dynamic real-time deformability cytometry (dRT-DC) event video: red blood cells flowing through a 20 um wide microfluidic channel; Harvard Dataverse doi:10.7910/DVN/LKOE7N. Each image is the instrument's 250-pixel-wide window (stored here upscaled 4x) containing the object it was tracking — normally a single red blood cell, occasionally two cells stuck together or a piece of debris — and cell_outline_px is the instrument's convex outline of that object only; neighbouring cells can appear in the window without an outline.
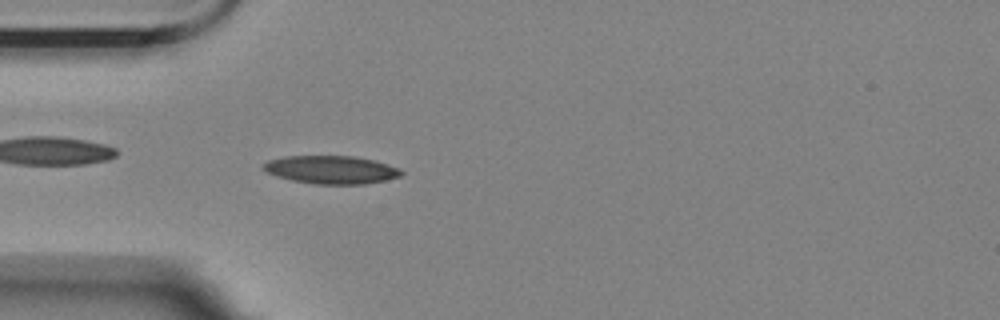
{"species": "Egyptian fruit bat (a non-hibernating species)", "species_latin": "Rousettus aegyptiacus", "temperature_condition": "room temperature", "stored_images_in_passage": 55, "camera_frame_rate_fps": 3000, "um_per_image_px": 0.085, "animal": {"sex": "female"}, "frame": {"image": 1, "passage_image": 15, "time_ms": 4.667, "image_size_px": [1000, 320], "cell_outline_px": [[404, 172], [400, 176], [384, 180], [364, 184], [312, 184], [292, 180], [276, 176], [260, 168], [260, 164], [268, 160], [284, 156], [356, 156], [376, 160], [400, 168]], "centroid_in_image_um": [28.13, 14.42], "position_along_channel_um": 56.9, "area_um2": 22.83}}
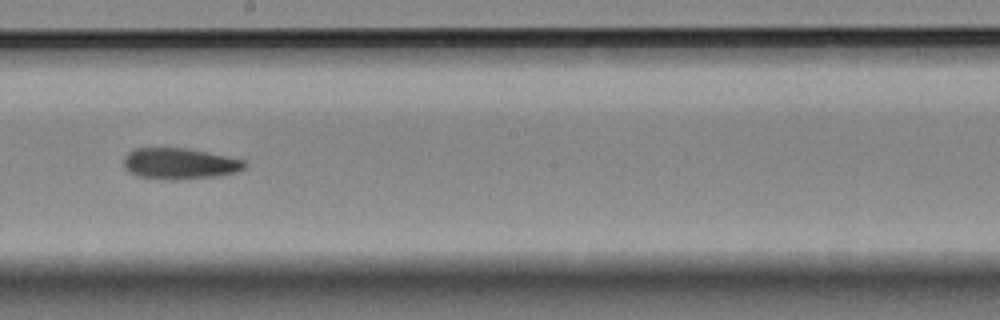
{"frame": {"image": 2, "passage_image": 30, "time_ms": 9.667, "image_size_px": [1000, 320], "cell_outline_px": [[248, 164], [244, 168], [236, 172], [216, 176], [176, 180], [160, 180], [136, 176], [128, 172], [124, 168], [124, 156], [128, 152], [136, 148], [188, 148], [244, 160]], "centroid_in_image_um": [15.22, 13.92], "position_along_channel_um": 233.0, "area_um2": 22.14}}
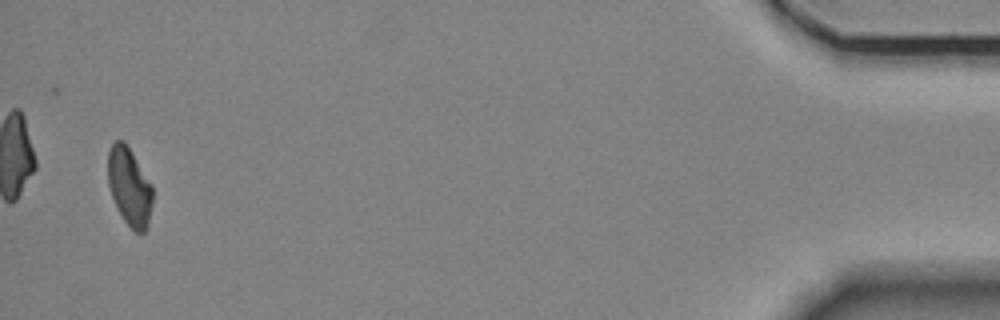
{"frame": {"image": 3, "passage_image": 53, "time_ms": 17.333, "image_size_px": [1000, 320], "cell_outline_px": [[152, 204], [148, 228], [140, 236], [124, 220], [112, 196], [108, 184], [108, 152], [112, 144], [116, 140], [124, 140], [132, 152], [152, 184]], "centroid_in_image_um": [11.02, 15.87], "position_along_channel_um": 424.2, "area_um2": 20.35}}